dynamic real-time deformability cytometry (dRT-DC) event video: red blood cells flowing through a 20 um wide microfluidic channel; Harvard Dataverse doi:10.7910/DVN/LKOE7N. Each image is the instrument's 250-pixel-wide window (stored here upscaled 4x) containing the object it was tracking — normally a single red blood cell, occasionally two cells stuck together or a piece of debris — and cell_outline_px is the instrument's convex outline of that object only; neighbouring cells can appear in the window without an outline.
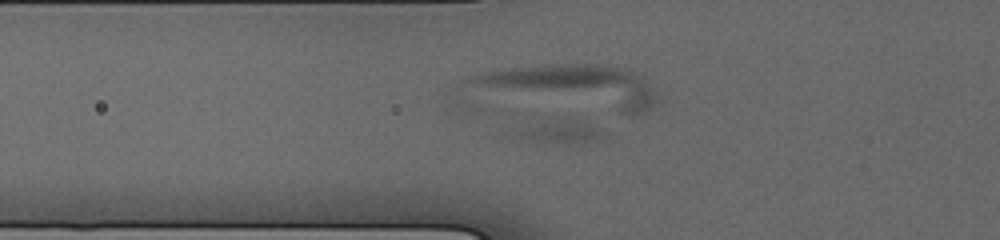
{"species": "human", "species_latin": "Homo sapiens", "temperature_condition": "cold", "stored_images_in_passage": 11, "camera_frame_rate_fps": 3000, "um_per_image_px": 0.085, "donor": {"sex": "male"}, "frame": {"image": 1, "passage_image": 2, "time_ms": 0.667, "image_size_px": [1000, 240], "cell_outline_px": [[604, 136], [596, 140], [580, 144], [552, 144], [520, 140], [448, 116], [444, 112], [444, 100], [452, 88], [592, 124]], "centroid_in_image_um": [44.01, 10.21], "position_along_channel_um": 81.8, "area_um2": 32.31}}